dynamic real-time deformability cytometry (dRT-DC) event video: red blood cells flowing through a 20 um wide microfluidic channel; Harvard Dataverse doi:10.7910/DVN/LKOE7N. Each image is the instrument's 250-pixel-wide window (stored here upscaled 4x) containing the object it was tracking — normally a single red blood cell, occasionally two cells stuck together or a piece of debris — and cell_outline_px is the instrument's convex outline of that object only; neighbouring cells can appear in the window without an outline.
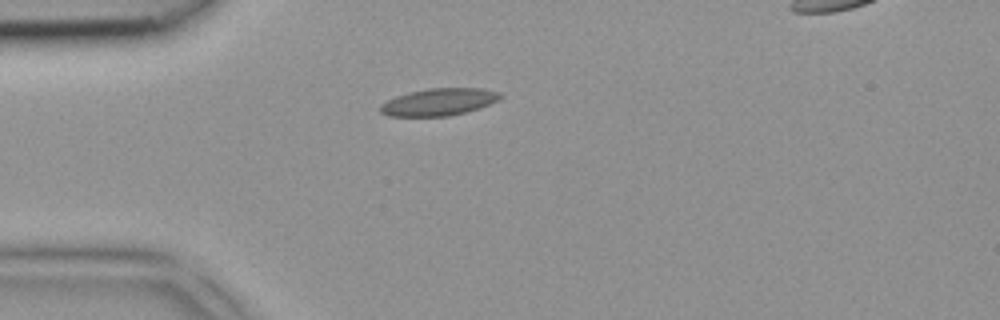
{"species": "common noctule bat (a hibernating species)", "species_latin": "Nyctalus noctula", "temperature_condition": "room temperature", "stored_images_in_passage": 2, "camera_frame_rate_fps": 3000, "um_per_image_px": 0.085, "animal": {"sex": "female", "body_mass_g": 18.4}, "frame": {"image": 1, "passage_image": 1, "time_ms": 0.0, "image_size_px": [1000, 320], "cell_outline_px": [[504, 96], [500, 100], [480, 108], [448, 116], [388, 116], [380, 112], [380, 104], [396, 96], [408, 92], [428, 88], [480, 88], [500, 92]], "centroid_in_image_um": [37.33, 8.66], "position_along_channel_um": 47.7, "area_um2": 19.13}}
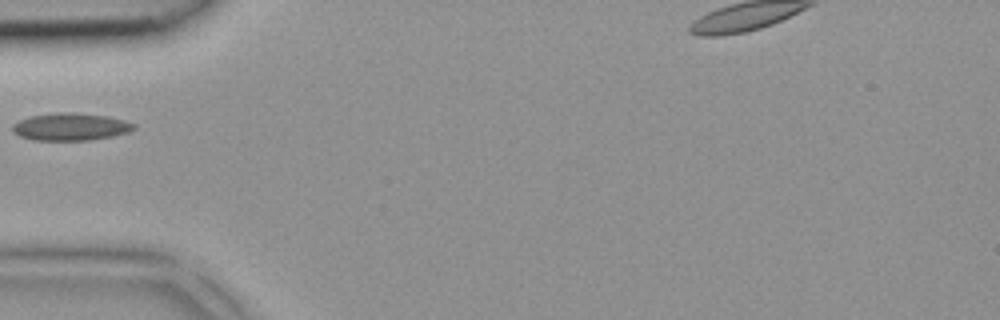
{"frame": {"image": 2, "passage_image": 2, "time_ms": 0.333, "image_size_px": [1000, 320], "cell_outline_px": [[136, 128], [128, 132], [112, 136], [88, 140], [32, 140], [20, 136], [12, 132], [12, 124], [20, 120], [32, 116], [56, 112], [76, 112], [108, 116], [124, 120], [136, 124]], "centroid_in_image_um": [6.0, 10.77], "position_along_channel_um": 79.0, "area_um2": 19.48}}